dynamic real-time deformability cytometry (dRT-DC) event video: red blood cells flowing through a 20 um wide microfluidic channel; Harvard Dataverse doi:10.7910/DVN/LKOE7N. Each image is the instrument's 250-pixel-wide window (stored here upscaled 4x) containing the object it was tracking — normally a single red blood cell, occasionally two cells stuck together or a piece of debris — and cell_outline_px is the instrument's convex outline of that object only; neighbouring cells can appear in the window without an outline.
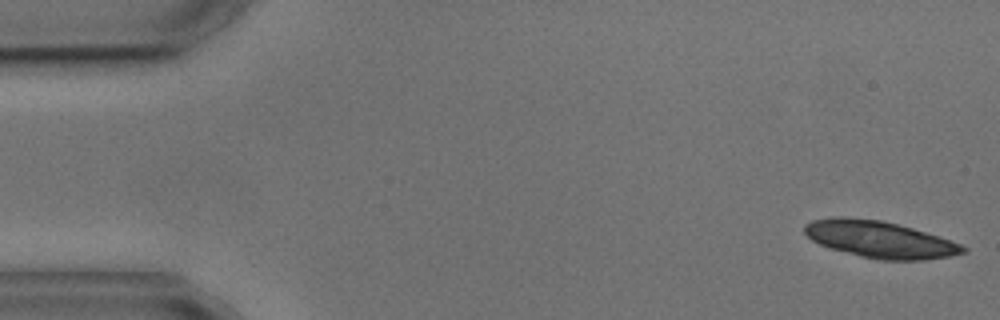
{"species": "common noctule bat (a hibernating species)", "species_latin": "Nyctalus noctula", "temperature_condition": "cold", "stored_images_in_passage": 4, "camera_frame_rate_fps": 3000, "um_per_image_px": 0.085, "animal": {"sex": "male", "body_mass_g": 17.9, "forearm_length_mm": 54.2}, "frame": {"image": 1, "passage_image": 1, "time_ms": 0.0, "image_size_px": [1000, 320], "cell_outline_px": [[968, 252], [948, 256], [924, 260], [880, 260], [860, 256], [828, 248], [812, 240], [804, 232], [804, 224], [812, 220], [832, 216], [844, 216], [880, 220], [912, 228], [960, 244], [968, 248]], "centroid_in_image_um": [74.72, 20.35], "position_along_channel_um": 10.3, "area_um2": 33.87}}